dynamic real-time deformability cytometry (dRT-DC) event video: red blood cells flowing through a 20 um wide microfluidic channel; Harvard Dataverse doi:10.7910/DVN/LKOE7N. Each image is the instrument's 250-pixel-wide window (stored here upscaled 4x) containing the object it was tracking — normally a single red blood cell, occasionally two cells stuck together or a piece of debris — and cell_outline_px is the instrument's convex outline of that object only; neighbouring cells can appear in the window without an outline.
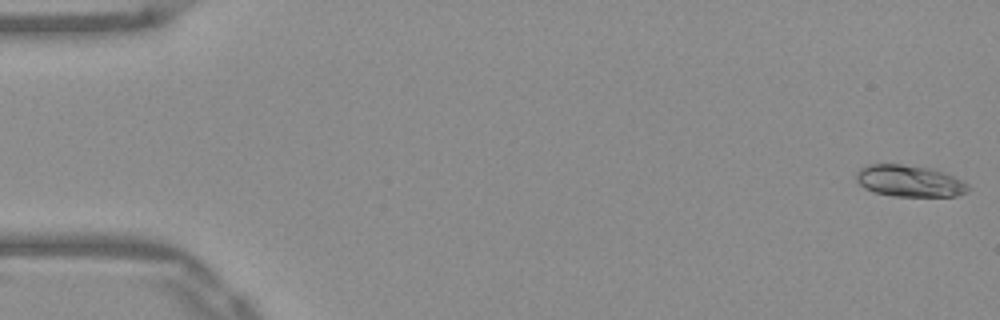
{"species": "Egyptian fruit bat (a non-hibernating species)", "species_latin": "Rousettus aegyptiacus", "temperature_condition": "warm", "stored_images_in_passage": 10, "camera_frame_rate_fps": 3000, "um_per_image_px": 0.085, "frame": {"image": 1, "passage_image": 1, "time_ms": 0.0, "image_size_px": [1000, 320], "cell_outline_px": [[968, 188], [964, 192], [956, 196], [892, 196], [872, 192], [864, 188], [856, 180], [856, 172], [860, 168], [868, 164], [900, 164], [928, 168], [944, 172], [968, 184]], "centroid_in_image_um": [77.23, 15.38], "position_along_channel_um": 7.8, "area_um2": 20.46}}